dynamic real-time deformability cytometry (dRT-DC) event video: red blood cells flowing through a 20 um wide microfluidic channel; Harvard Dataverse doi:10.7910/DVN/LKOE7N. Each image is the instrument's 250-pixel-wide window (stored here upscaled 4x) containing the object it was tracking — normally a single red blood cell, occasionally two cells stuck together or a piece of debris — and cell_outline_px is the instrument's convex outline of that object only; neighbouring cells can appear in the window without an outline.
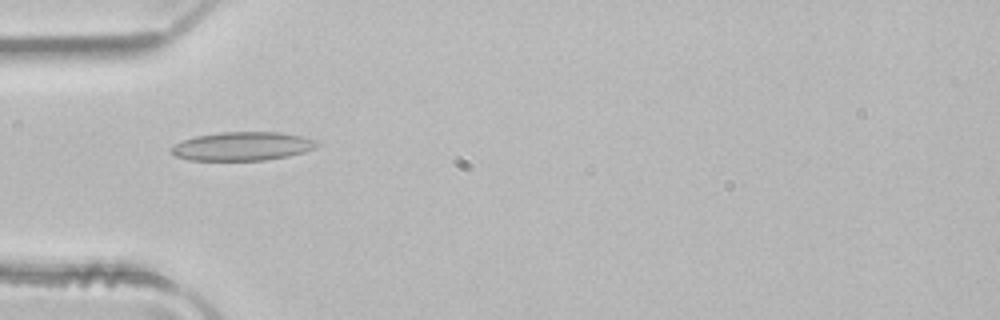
{"species": "common noctule bat (a hibernating species)", "species_latin": "Nyctalus noctula", "temperature_condition": "room temperature", "stored_images_in_passage": 5, "camera_frame_rate_fps": 3000, "um_per_image_px": 0.085, "animal": {"sex": "male", "body_mass_g": 21.5, "forearm_length_mm": 52.0}, "frame": {"image": 1, "passage_image": 4, "time_ms": 1.0, "image_size_px": [1000, 320], "cell_outline_px": [[320, 144], [316, 148], [304, 152], [288, 156], [264, 160], [188, 160], [176, 156], [172, 152], [172, 148], [176, 144], [184, 140], [196, 136], [220, 132], [280, 132], [300, 136], [316, 140]], "centroid_in_image_um": [20.65, 12.43], "position_along_channel_um": 64.4, "area_um2": 24.16}}
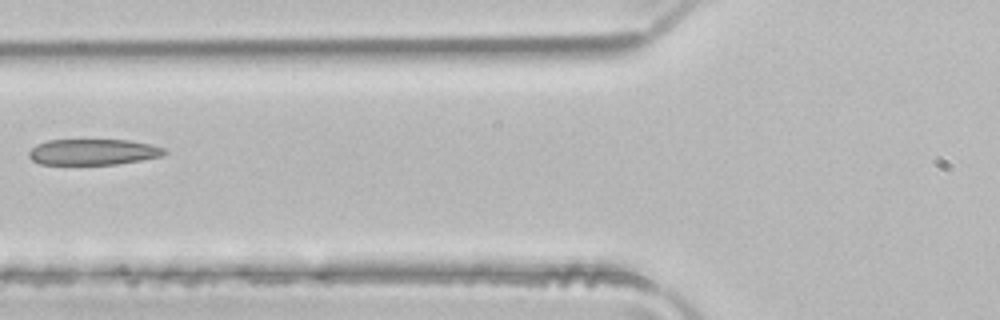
{"frame": {"image": 2, "passage_image": 5, "time_ms": 1.333, "image_size_px": [1000, 320], "cell_outline_px": [[168, 152], [160, 156], [140, 160], [116, 164], [40, 164], [32, 160], [28, 156], [28, 152], [36, 144], [48, 140], [132, 140], [152, 144], [164, 148]], "centroid_in_image_um": [7.91, 12.91], "position_along_channel_um": 117.9, "area_um2": 20.46}}